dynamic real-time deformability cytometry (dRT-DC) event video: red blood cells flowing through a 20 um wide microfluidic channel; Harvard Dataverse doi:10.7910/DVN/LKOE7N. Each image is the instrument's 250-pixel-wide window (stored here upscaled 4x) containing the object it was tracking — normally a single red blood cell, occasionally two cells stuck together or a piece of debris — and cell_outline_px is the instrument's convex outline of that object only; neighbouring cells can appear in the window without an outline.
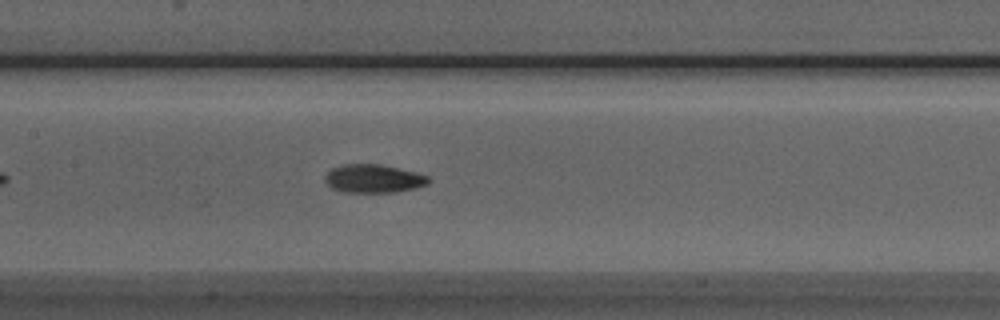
{"species": "Egyptian fruit bat (a non-hibernating species)", "species_latin": "Rousettus aegyptiacus", "temperature_condition": "room temperature", "stored_images_in_passage": 43, "camera_frame_rate_fps": 3000, "um_per_image_px": 0.085, "animal": {"sex": "male"}, "frame": {"image": 1, "passage_image": 14, "time_ms": 4.333, "image_size_px": [1000, 320], "cell_outline_px": [[432, 180], [428, 184], [412, 188], [392, 192], [344, 192], [332, 188], [324, 180], [324, 176], [332, 168], [344, 164], [380, 164], [416, 172], [428, 176]], "centroid_in_image_um": [31.74, 15.17], "position_along_channel_um": 175.7, "area_um2": 16.99}}
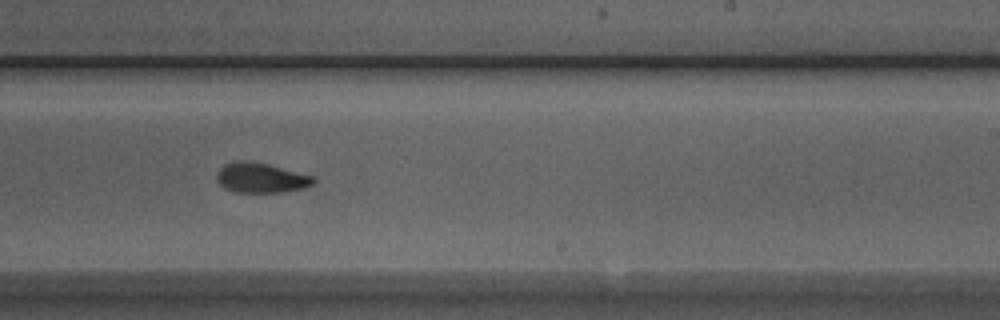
{"frame": {"image": 2, "passage_image": 21, "time_ms": 6.667, "image_size_px": [1000, 320], "cell_outline_px": [[316, 180], [312, 184], [304, 188], [280, 192], [236, 192], [224, 188], [216, 180], [216, 172], [224, 164], [236, 160], [244, 160], [268, 164], [312, 176]], "centroid_in_image_um": [22.13, 15.11], "position_along_channel_um": 266.9, "area_um2": 16.82}}
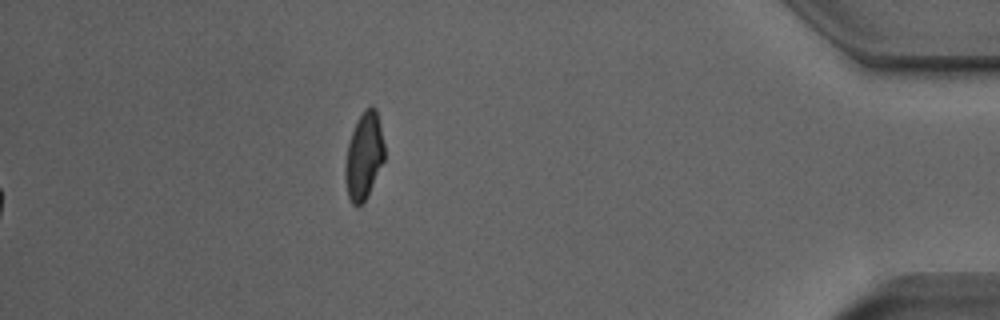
{"frame": {"image": 3, "passage_image": 43, "time_ms": 14.0, "image_size_px": [1000, 320], "cell_outline_px": [[384, 160], [368, 196], [356, 208], [352, 204], [348, 196], [344, 176], [344, 168], [348, 144], [356, 120], [364, 108], [372, 104], [376, 108], [380, 124], [384, 144]], "centroid_in_image_um": [30.93, 13.24], "position_along_channel_um": 404.3, "area_um2": 20.06}, "authors_computed_cell_mechanics": {"area_um2": 16.762, "velocity_mm_per_s": 3.9305, "shape_relaxation_time_tau1_ms": 7.8714, "shape_relaxation_time_tau2_ms": 0.944, "deformation_change_tau1": 0.2343, "deformation_change_tau2": 0.0594}}